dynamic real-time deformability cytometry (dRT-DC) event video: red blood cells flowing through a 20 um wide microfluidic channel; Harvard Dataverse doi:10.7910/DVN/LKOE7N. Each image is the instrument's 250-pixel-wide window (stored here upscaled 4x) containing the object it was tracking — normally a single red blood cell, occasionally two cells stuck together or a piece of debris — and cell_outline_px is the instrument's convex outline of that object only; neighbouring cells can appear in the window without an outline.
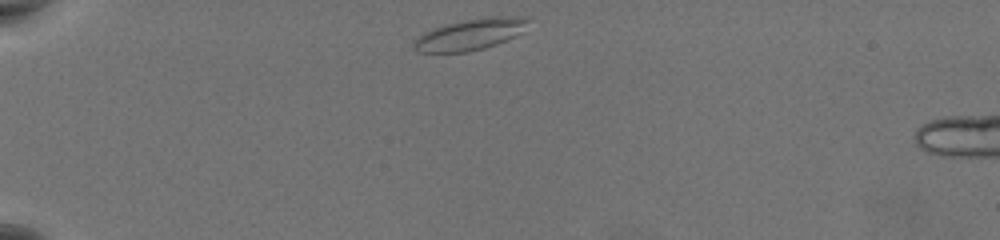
{"species": "common noctule bat (a hibernating species)", "species_latin": "Nyctalus noctula", "temperature_condition": "warm", "stored_images_in_passage": 25, "camera_frame_rate_fps": 3000, "um_per_image_px": 0.085, "animal": {"sex": "female", "body_mass_g": 19.5, "forearm_length_mm": 54.1}, "frame": {"image": 1, "passage_image": 1, "time_ms": 0.0, "image_size_px": [1000, 240], "cell_outline_px": [[532, 20], [516, 36], [496, 44], [484, 48], [468, 52], [416, 52], [412, 44], [424, 32], [432, 28], [444, 24], [464, 20], [488, 16], [528, 16]], "centroid_in_image_um": [40.0, 2.9], "position_along_channel_um": 45.0, "area_um2": 20.98}}
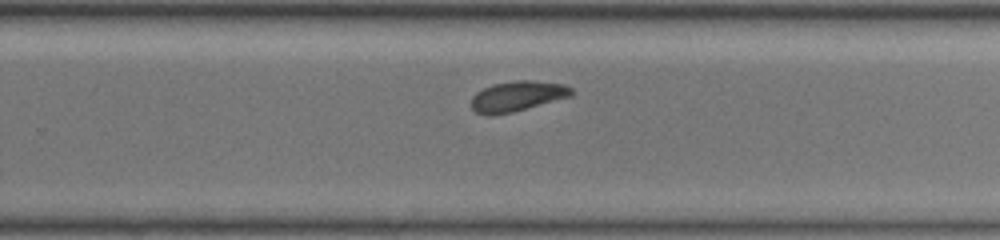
{"frame": {"image": 2, "passage_image": 12, "time_ms": 3.667, "image_size_px": [1000, 240], "cell_outline_px": [[576, 92], [572, 96], [512, 112], [488, 116], [476, 112], [472, 108], [472, 96], [476, 92], [492, 84], [516, 80], [536, 80], [564, 84], [572, 88]], "centroid_in_image_um": [44.0, 8.16], "position_along_channel_um": 285.8, "area_um2": 17.8}}
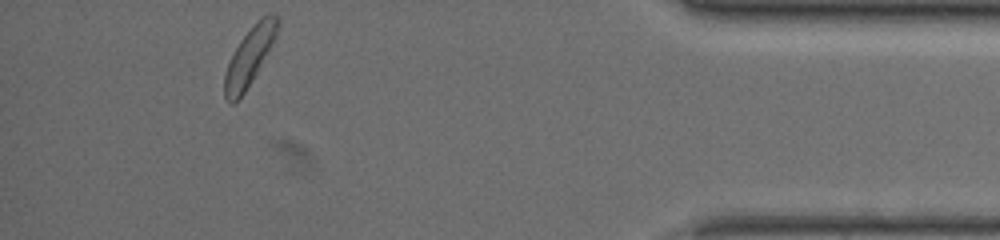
{"frame": {"image": 3, "passage_image": 22, "time_ms": 7.0, "image_size_px": [1000, 240], "cell_outline_px": [[280, 16], [276, 36], [252, 80], [244, 92], [232, 104], [224, 100], [224, 76], [228, 64], [240, 40], [256, 20], [268, 12], [272, 12]], "centroid_in_image_um": [21.21, 4.75], "position_along_channel_um": 414.0, "area_um2": 17.63}}